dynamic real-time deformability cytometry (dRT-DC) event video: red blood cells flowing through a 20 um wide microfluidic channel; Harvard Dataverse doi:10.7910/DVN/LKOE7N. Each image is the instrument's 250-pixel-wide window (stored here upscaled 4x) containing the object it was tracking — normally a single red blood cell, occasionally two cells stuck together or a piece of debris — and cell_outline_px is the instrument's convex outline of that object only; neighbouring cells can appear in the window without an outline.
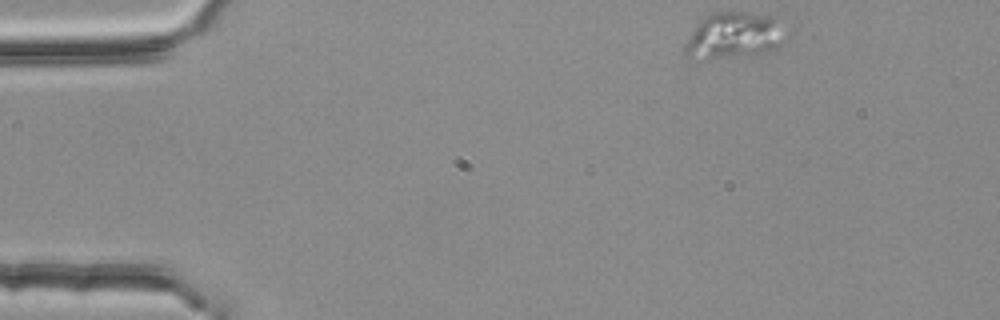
{"species": "common noctule bat (a hibernating species)", "species_latin": "Nyctalus noctula", "temperature_condition": "room temperature", "stored_images_in_passage": 49, "camera_frame_rate_fps": 3000, "um_per_image_px": 0.085, "animal": {"sex": "female", "body_mass_g": 25.1}, "frame": {"image": 1, "passage_image": 1, "time_ms": 0.0, "image_size_px": [1000, 320], "cell_outline_px": [[796, 28], [788, 44], [764, 52], [704, 60], [684, 56], [684, 48], [696, 24], [704, 16], [716, 12], [748, 12], [772, 16], [792, 24]], "centroid_in_image_um": [62.62, 2.99], "position_along_channel_um": 22.4, "area_um2": 28.73}}
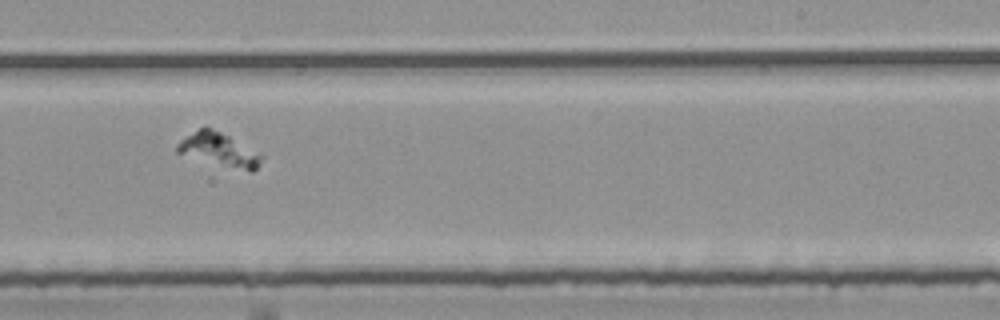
{"frame": {"image": 2, "passage_image": 28, "time_ms": 9.0, "image_size_px": [1000, 320], "cell_outline_px": [[264, 156], [260, 164], [252, 172], [176, 152], [176, 144], [180, 140], [200, 128], [208, 128], [220, 132], [228, 136]], "centroid_in_image_um": [18.63, 12.72], "position_along_channel_um": 270.4, "area_um2": 15.43}}
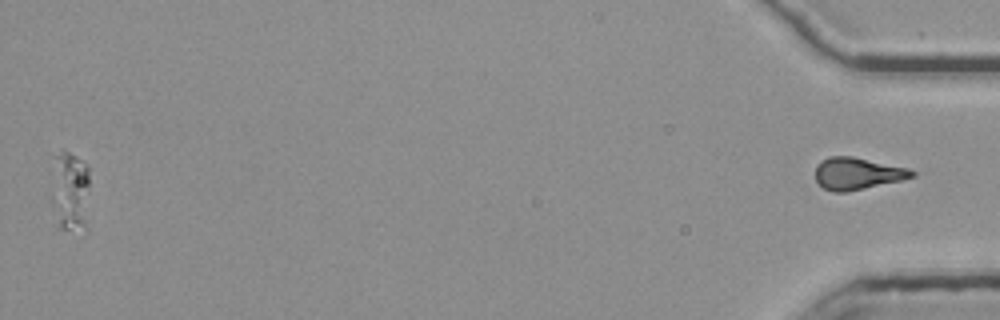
{"frame": {"image": 3, "passage_image": 49, "time_ms": 16.0, "image_size_px": [1000, 320], "cell_outline_px": [[916, 176], [900, 180], [864, 188], [844, 192], [836, 192], [824, 188], [816, 180], [816, 164], [828, 156], [852, 156], [908, 168], [916, 172]], "centroid_in_image_um": [72.87, 14.73], "position_along_channel_um": 362.3, "area_um2": 17.8}}